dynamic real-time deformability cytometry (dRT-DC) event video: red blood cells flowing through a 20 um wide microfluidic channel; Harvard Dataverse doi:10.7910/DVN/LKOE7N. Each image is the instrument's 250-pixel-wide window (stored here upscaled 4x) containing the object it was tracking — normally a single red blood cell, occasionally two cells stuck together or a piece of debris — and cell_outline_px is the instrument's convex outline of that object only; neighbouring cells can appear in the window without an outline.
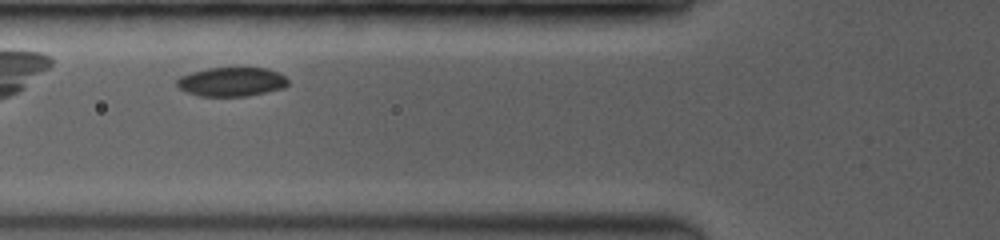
{"species": "common noctule bat (a hibernating species)", "species_latin": "Nyctalus noctula", "temperature_condition": "room temperature", "stored_images_in_passage": 28, "camera_frame_rate_fps": 3500, "um_per_image_px": 0.085, "animal": {"sex": "female", "body_mass_g": 19.0, "forearm_length_mm": 53.3}, "frame": {"image": 1, "passage_image": 10, "time_ms": 1.714, "image_size_px": [1000, 240], "cell_outline_px": [[288, 84], [284, 88], [248, 96], [200, 96], [188, 92], [180, 88], [176, 84], [176, 80], [180, 76], [192, 72], [208, 68], [268, 68], [280, 72], [288, 80]], "centroid_in_image_um": [19.71, 6.95], "position_along_channel_um": 106.1, "area_um2": 18.84}}
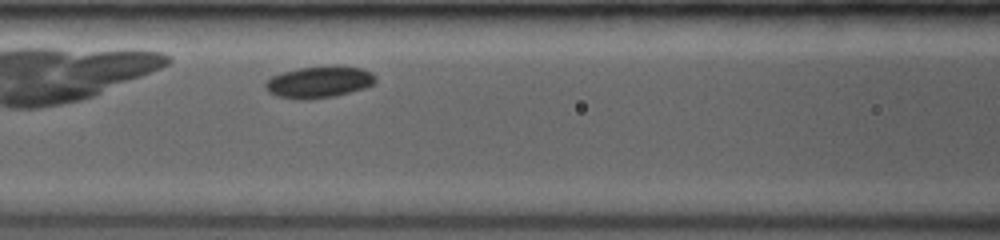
{"frame": {"image": 2, "passage_image": 15, "time_ms": 2.571, "image_size_px": [1000, 240], "cell_outline_px": [[376, 80], [372, 84], [364, 88], [336, 96], [304, 100], [292, 100], [268, 92], [264, 88], [264, 84], [272, 76], [284, 72], [300, 68], [332, 64], [336, 64], [360, 68], [372, 72], [376, 76]], "centroid_in_image_um": [27.13, 6.96], "position_along_channel_um": 139.5, "area_um2": 20.63}}